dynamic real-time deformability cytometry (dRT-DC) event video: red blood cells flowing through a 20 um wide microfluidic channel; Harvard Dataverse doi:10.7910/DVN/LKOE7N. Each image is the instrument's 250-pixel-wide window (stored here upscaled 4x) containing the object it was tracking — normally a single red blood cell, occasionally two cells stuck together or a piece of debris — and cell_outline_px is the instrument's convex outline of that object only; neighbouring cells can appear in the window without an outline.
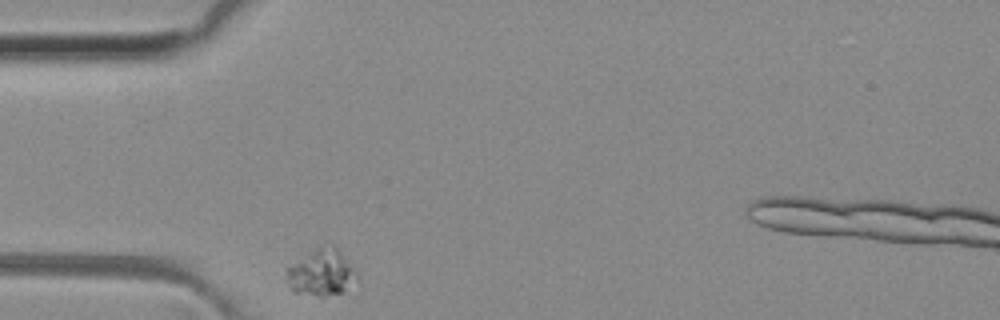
{"species": "common noctule bat (a hibernating species)", "species_latin": "Nyctalus noctula", "temperature_condition": "room temperature", "stored_images_in_passage": 34, "camera_frame_rate_fps": 3000, "um_per_image_px": 0.085, "animal": {"sex": "female", "body_mass_g": 29.2, "forearm_length_mm": 56.3}, "frame": {"image": 1, "passage_image": 1, "time_ms": 0.0, "image_size_px": [1000, 320], "cell_outline_px": [[356, 276], [348, 292], [324, 296], [320, 296], [296, 292], [292, 288], [288, 276], [288, 268], [324, 240], [332, 244], [336, 248], [356, 272]], "centroid_in_image_um": [27.36, 23.13], "position_along_channel_um": 57.6, "area_um2": 18.73}}
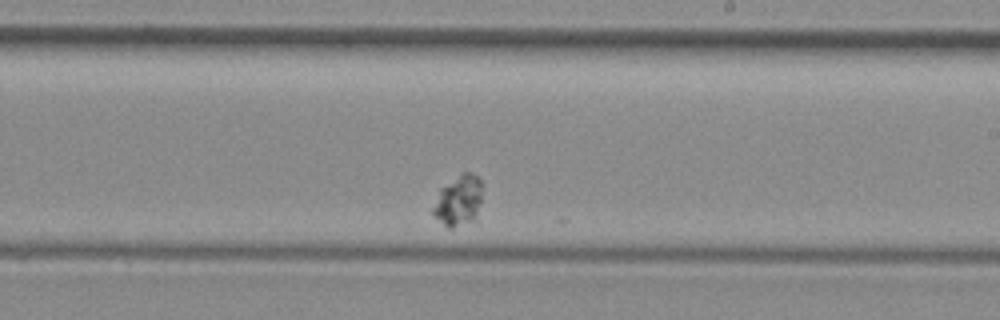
{"frame": {"image": 2, "passage_image": 19, "time_ms": 6.0, "image_size_px": [1000, 320], "cell_outline_px": [[484, 184], [480, 200], [476, 212], [472, 220], [452, 228], [448, 228], [432, 216], [432, 208], [440, 188], [464, 172], [472, 172]], "centroid_in_image_um": [38.95, 17.04], "position_along_channel_um": 250.1, "area_um2": 14.33}}
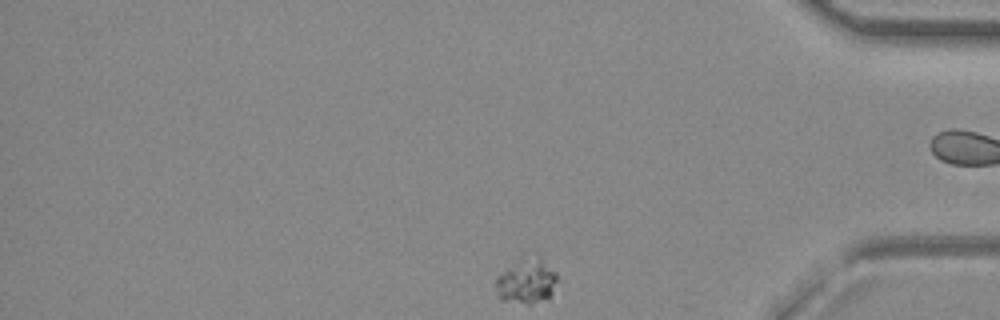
{"frame": {"image": 3, "passage_image": 33, "time_ms": 10.667, "image_size_px": [1000, 320], "cell_outline_px": [[556, 280], [552, 296], [548, 300], [532, 304], [528, 304], [500, 300], [496, 292], [496, 276], [524, 256], [536, 252], [556, 272]], "centroid_in_image_um": [44.78, 23.89], "position_along_channel_um": 390.4, "area_um2": 16.59}, "authors_computed_cell_mechanics": {"area_um2": 14.9413, "velocity_mm_per_s": 3.407, "shape_relaxation_time_tau1_ms": 1.2868, "shape_relaxation_time_tau2_ms": null, "deformation_change_tau1": null, "deformation_change_tau2": null}}